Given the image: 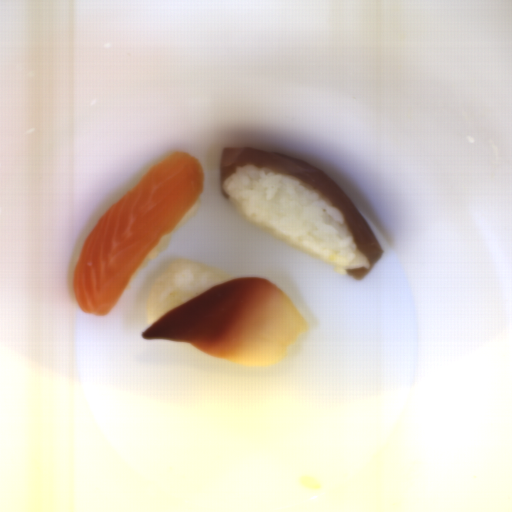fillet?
I'll use <instances>...</instances> for the list:
<instances>
[{"instance_id":"25842a12","label":"fillet","mask_w":512,"mask_h":512,"mask_svg":"<svg viewBox=\"0 0 512 512\" xmlns=\"http://www.w3.org/2000/svg\"><path fill=\"white\" fill-rule=\"evenodd\" d=\"M205 180L197 157L177 151L147 171L98 220L71 275L83 313L112 311L142 262L198 201Z\"/></svg>"},{"instance_id":"e2c912f1","label":"fillet","mask_w":512,"mask_h":512,"mask_svg":"<svg viewBox=\"0 0 512 512\" xmlns=\"http://www.w3.org/2000/svg\"><path fill=\"white\" fill-rule=\"evenodd\" d=\"M309 328L286 293L254 276L212 287L159 318L141 338L192 343L211 358L259 368L283 361Z\"/></svg>"},{"instance_id":"e495c32b","label":"fillet","mask_w":512,"mask_h":512,"mask_svg":"<svg viewBox=\"0 0 512 512\" xmlns=\"http://www.w3.org/2000/svg\"><path fill=\"white\" fill-rule=\"evenodd\" d=\"M246 164L299 177L330 199L342 212L358 249L369 265V268H347L344 272L360 282L368 276L381 259L384 250L352 198L332 177L314 164L294 156L257 147L235 146L224 148L222 152L221 181L233 175L237 167Z\"/></svg>"}]
</instances>
